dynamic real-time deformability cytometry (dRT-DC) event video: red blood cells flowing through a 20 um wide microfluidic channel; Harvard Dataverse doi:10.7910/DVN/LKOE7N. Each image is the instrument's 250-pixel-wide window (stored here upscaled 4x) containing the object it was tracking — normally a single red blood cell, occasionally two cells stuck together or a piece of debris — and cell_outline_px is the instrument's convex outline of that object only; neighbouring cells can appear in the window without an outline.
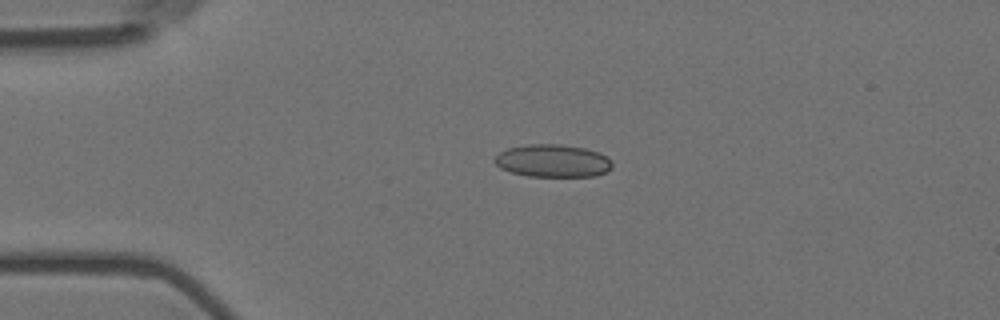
{"species": "Egyptian fruit bat (a non-hibernating species)", "species_latin": "Rousettus aegyptiacus", "temperature_condition": "room temperature", "stored_images_in_passage": 44, "camera_frame_rate_fps": 3000, "um_per_image_px": 0.085, "animal": {"sex": "female"}, "frame": {"image": 1, "passage_image": 1, "time_ms": 0.0, "image_size_px": [1000, 320], "cell_outline_px": [[612, 168], [596, 176], [528, 176], [512, 172], [500, 168], [492, 160], [500, 152], [508, 148], [528, 144], [556, 144], [584, 148], [600, 152], [612, 164]], "centroid_in_image_um": [46.95, 13.67], "position_along_channel_um": 38.0, "area_um2": 22.2}}
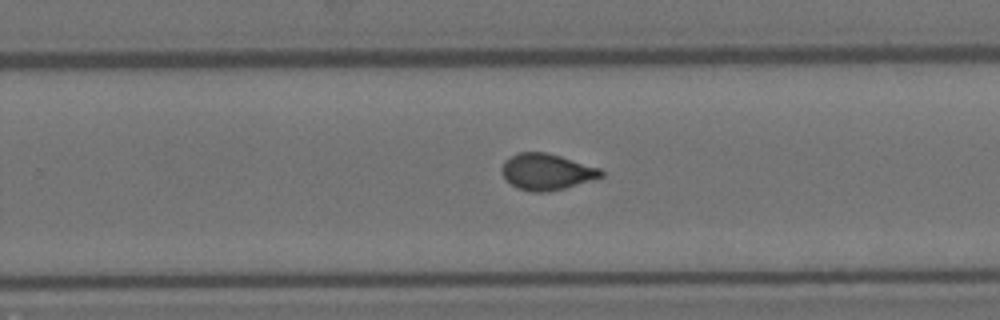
{"frame": {"image": 2, "passage_image": 24, "time_ms": 7.667, "image_size_px": [1000, 320], "cell_outline_px": [[604, 176], [592, 180], [564, 188], [548, 192], [532, 192], [516, 188], [504, 180], [500, 172], [500, 168], [504, 160], [520, 152], [544, 152], [560, 156], [600, 168], [604, 172]], "centroid_in_image_um": [46.42, 14.61], "position_along_channel_um": 283.4, "area_um2": 21.15}}
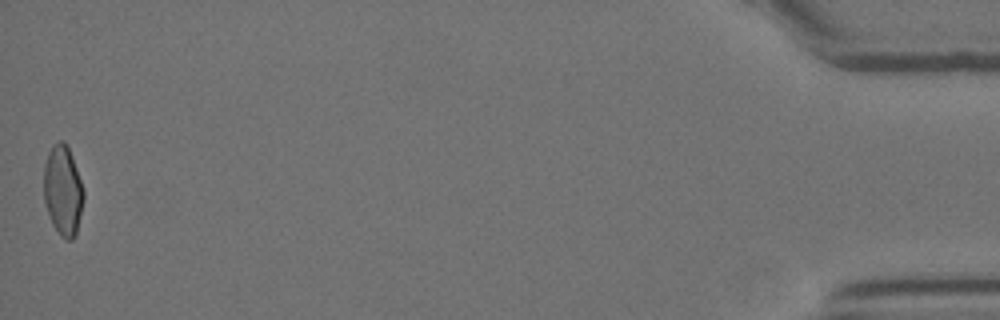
{"frame": {"image": 3, "passage_image": 44, "time_ms": 14.333, "image_size_px": [1000, 320], "cell_outline_px": [[84, 200], [76, 236], [72, 240], [64, 240], [60, 236], [52, 224], [44, 200], [44, 164], [48, 152], [52, 144], [60, 140], [64, 140], [72, 156], [84, 192]], "centroid_in_image_um": [5.35, 16.21], "position_along_channel_um": 429.9, "area_um2": 21.04}, "authors_computed_cell_mechanics": {"area_um2": 20.7791, "velocity_mm_per_s": 3.6151, "shape_relaxation_time_tau1_ms": 10.369, "shape_relaxation_time_tau2_ms": 1.125, "deformation_change_tau1": 0.1841, "deformation_change_tau2": 0.0519}}